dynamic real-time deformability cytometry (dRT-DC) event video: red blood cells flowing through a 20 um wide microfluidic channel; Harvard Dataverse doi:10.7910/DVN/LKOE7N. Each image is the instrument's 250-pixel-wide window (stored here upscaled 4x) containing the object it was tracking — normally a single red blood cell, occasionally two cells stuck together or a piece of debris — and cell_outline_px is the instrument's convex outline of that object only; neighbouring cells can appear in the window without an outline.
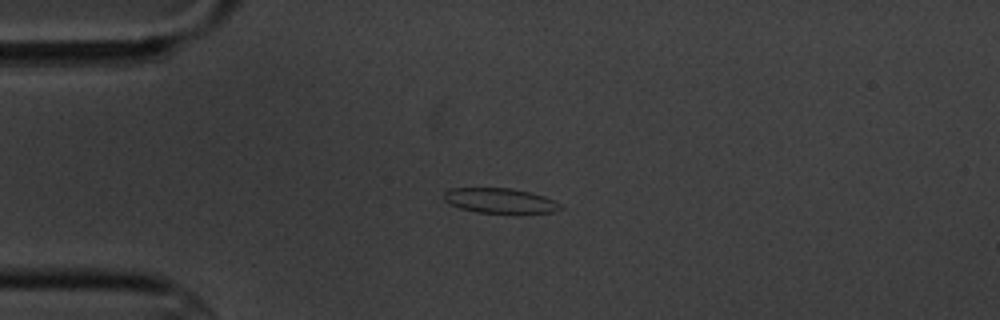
{"species": "common noctule bat (a hibernating species)", "species_latin": "Nyctalus noctula", "temperature_condition": "cold", "stored_images_in_passage": 7, "camera_frame_rate_fps": 3000, "um_per_image_px": 0.085, "animal": {"sex": "male", "body_mass_g": 20.1, "forearm_length_mm": 53.5}, "frame": {"image": 1, "passage_image": 1, "time_ms": 0.0, "image_size_px": [1000, 320], "cell_outline_px": [[564, 208], [552, 212], [476, 212], [460, 208], [444, 200], [444, 192], [448, 188], [512, 188], [532, 192], [544, 196], [560, 204]], "centroid_in_image_um": [42.48, 17.03], "position_along_channel_um": 42.5, "area_um2": 16.7}}
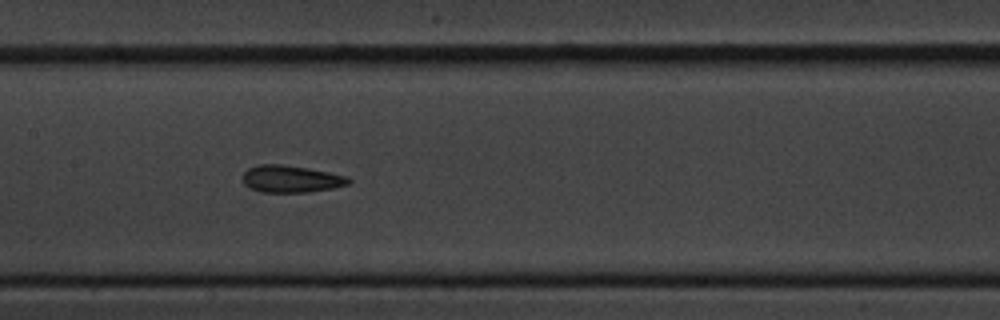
{"frame": {"image": 2, "passage_image": 5, "time_ms": 4.667, "image_size_px": [1000, 320], "cell_outline_px": [[352, 180], [348, 184], [332, 188], [308, 192], [260, 192], [244, 184], [240, 176], [248, 168], [260, 164], [284, 164], [308, 168], [348, 176]], "centroid_in_image_um": [24.71, 15.2], "position_along_channel_um": 182.7, "area_um2": 16.82}}
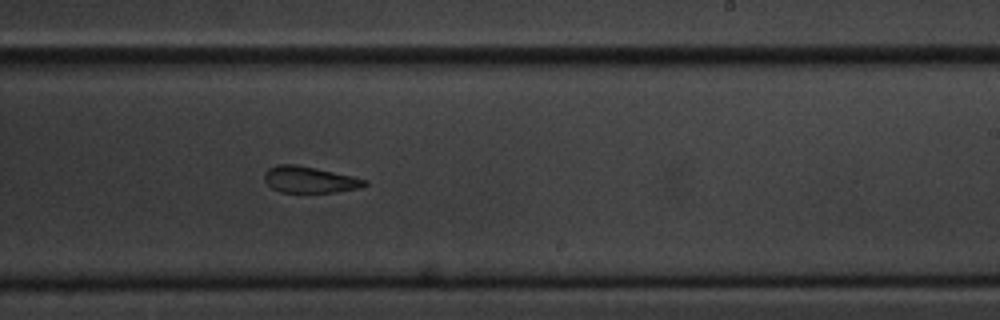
{"frame": {"image": 3, "passage_image": 7, "time_ms": 7.0, "image_size_px": [1000, 320], "cell_outline_px": [[368, 184], [360, 188], [336, 192], [280, 192], [272, 188], [264, 180], [264, 172], [268, 168], [276, 164], [296, 164], [316, 168], [352, 176], [368, 180]], "centroid_in_image_um": [26.3, 15.26], "position_along_channel_um": 262.7, "area_um2": 15.49}}